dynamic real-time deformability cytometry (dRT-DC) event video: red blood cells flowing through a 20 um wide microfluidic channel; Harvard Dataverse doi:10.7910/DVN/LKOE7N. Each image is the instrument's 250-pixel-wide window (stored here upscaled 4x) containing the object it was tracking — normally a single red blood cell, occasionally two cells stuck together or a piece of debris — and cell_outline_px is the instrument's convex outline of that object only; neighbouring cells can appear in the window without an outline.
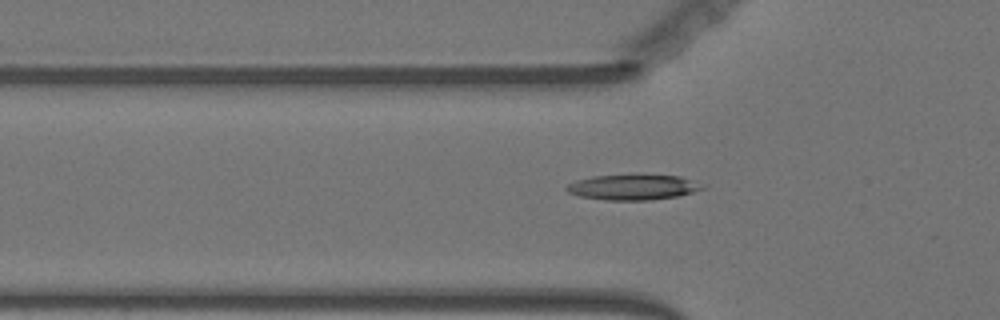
{"species": "Egyptian fruit bat (a non-hibernating species)", "species_latin": "Rousettus aegyptiacus", "temperature_condition": "warm", "stored_images_in_passage": 38, "camera_frame_rate_fps": 3000, "um_per_image_px": 0.085, "animal": {"sex": "female"}, "frame": {"image": 1, "passage_image": 3, "time_ms": 0.667, "image_size_px": [1000, 320], "cell_outline_px": [[708, 184], [704, 188], [680, 196], [648, 200], [604, 200], [580, 196], [568, 192], [564, 188], [568, 184], [576, 180], [592, 176], [680, 176]], "centroid_in_image_um": [53.85, 15.93], "position_along_channel_um": 72.0, "area_um2": 19.88}}
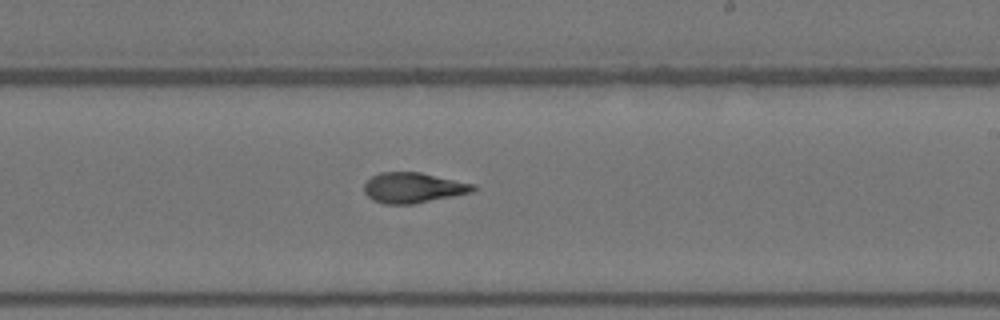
{"frame": {"image": 2, "passage_image": 18, "time_ms": 5.667, "image_size_px": [1000, 320], "cell_outline_px": [[476, 188], [472, 192], [412, 204], [384, 204], [372, 200], [364, 192], [364, 184], [372, 176], [380, 172], [420, 172], [476, 184]], "centroid_in_image_um": [35.11, 15.95], "position_along_channel_um": 253.9, "area_um2": 19.25}}
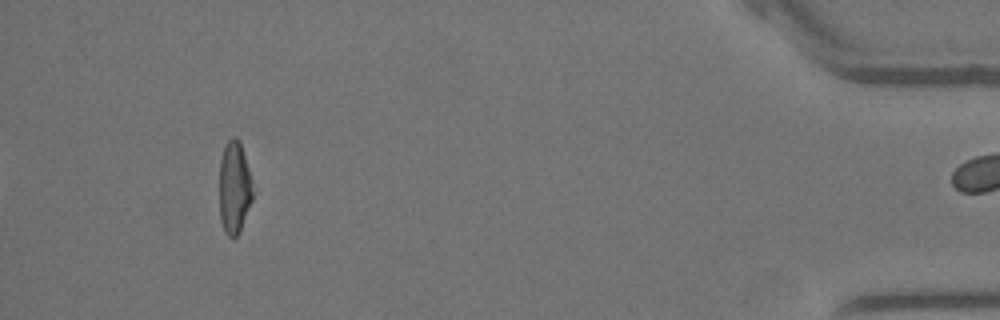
{"frame": {"image": 3, "passage_image": 37, "time_ms": 12.0, "image_size_px": [1000, 320], "cell_outline_px": [[256, 192], [240, 232], [232, 240], [224, 232], [220, 220], [220, 160], [224, 148], [228, 140], [232, 136], [236, 136], [240, 140]], "centroid_in_image_um": [19.96, 15.97], "position_along_channel_um": 415.2, "area_um2": 18.61}}